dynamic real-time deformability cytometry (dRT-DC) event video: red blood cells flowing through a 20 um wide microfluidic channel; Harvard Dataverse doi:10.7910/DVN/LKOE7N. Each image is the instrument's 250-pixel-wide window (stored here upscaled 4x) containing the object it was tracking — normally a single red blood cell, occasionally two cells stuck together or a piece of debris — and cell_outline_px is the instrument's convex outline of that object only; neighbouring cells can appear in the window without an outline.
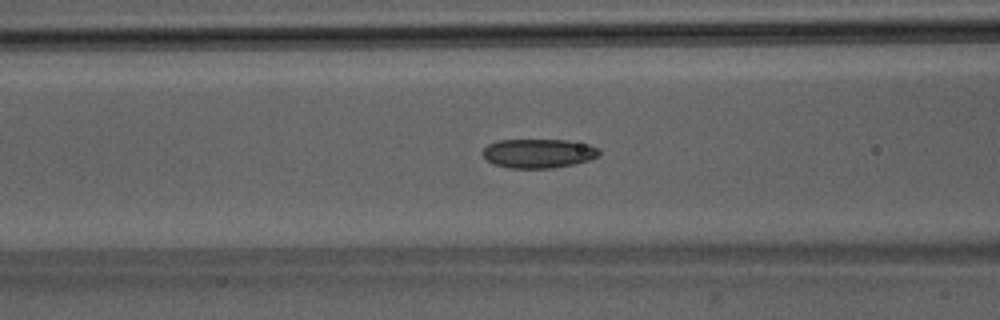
{"species": "Egyptian fruit bat (a non-hibernating species)", "species_latin": "Rousettus aegyptiacus", "temperature_condition": "room temperature", "stored_images_in_passage": 43, "camera_frame_rate_fps": 3000, "um_per_image_px": 0.085, "animal": {"sex": "male"}, "frame": {"image": 1, "passage_image": 14, "time_ms": 4.333, "image_size_px": [1000, 320], "cell_outline_px": [[600, 152], [596, 156], [588, 160], [576, 164], [552, 168], [508, 168], [492, 164], [484, 156], [484, 148], [488, 144], [496, 140], [564, 140], [588, 144], [600, 148]], "centroid_in_image_um": [45.76, 13.04], "position_along_channel_um": 120.8, "area_um2": 19.77}}
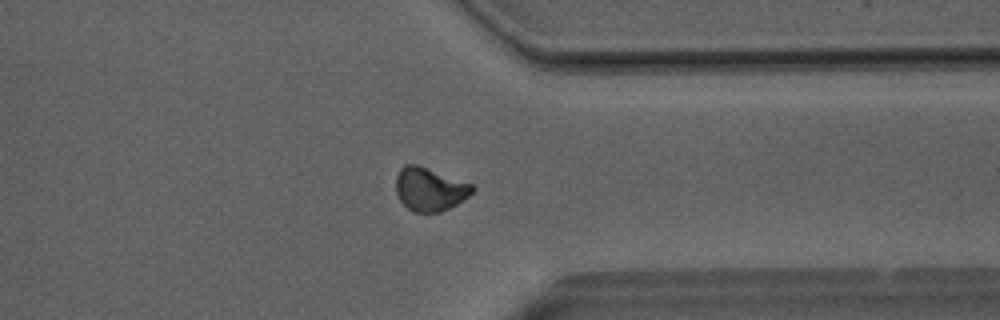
{"frame": {"image": 2, "passage_image": 33, "time_ms": 10.667, "image_size_px": [1000, 320], "cell_outline_px": [[476, 188], [468, 196], [456, 204], [440, 212], [412, 212], [400, 200], [396, 192], [396, 176], [400, 168], [404, 164], [416, 164], [472, 184]], "centroid_in_image_um": [36.5, 16.08], "position_along_channel_um": 374.9, "area_um2": 19.13}}
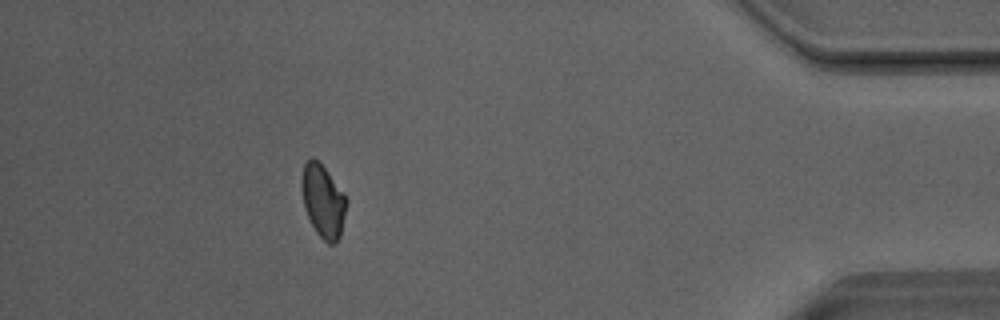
{"frame": {"image": 3, "passage_image": 39, "time_ms": 12.667, "image_size_px": [1000, 320], "cell_outline_px": [[348, 200], [340, 236], [336, 244], [328, 244], [316, 232], [304, 208], [300, 188], [300, 184], [304, 164], [312, 156], [324, 168], [344, 192]], "centroid_in_image_um": [27.46, 17.1], "position_along_channel_um": 407.7, "area_um2": 19.07}, "authors_computed_cell_mechanics": {"area_um2": 19.5942, "velocity_mm_per_s": 4.0578, "shape_relaxation_time_tau1_ms": 8.8833, "shape_relaxation_time_tau2_ms": 8.528, "deformation_change_tau1": 0.1583, "deformation_change_tau2": 0.1398}}